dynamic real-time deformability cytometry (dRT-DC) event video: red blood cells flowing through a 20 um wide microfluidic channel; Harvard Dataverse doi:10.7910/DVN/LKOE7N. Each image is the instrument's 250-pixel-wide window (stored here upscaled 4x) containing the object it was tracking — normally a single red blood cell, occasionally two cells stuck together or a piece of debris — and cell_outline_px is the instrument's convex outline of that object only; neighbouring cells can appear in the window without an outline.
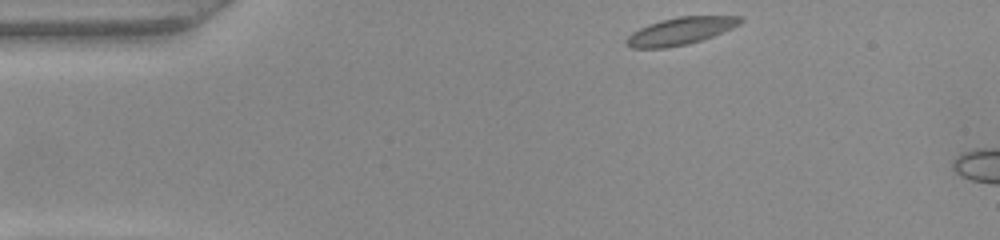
{"species": "common noctule bat (a hibernating species)", "species_latin": "Nyctalus noctula", "temperature_condition": "warm", "stored_images_in_passage": 5, "camera_frame_rate_fps": 3000, "um_per_image_px": 0.085, "animal": {"sex": "female", "body_mass_g": 22.0, "forearm_length_mm": 56.7}, "frame": {"image": 1, "passage_image": 1, "time_ms": 0.0, "image_size_px": [1000, 240], "cell_outline_px": [[744, 20], [740, 24], [732, 28], [712, 36], [688, 44], [664, 48], [632, 48], [624, 44], [624, 40], [632, 32], [640, 28], [660, 20], [680, 16], [744, 16]], "centroid_in_image_um": [57.83, 2.64], "position_along_channel_um": 27.2, "area_um2": 18.15}}